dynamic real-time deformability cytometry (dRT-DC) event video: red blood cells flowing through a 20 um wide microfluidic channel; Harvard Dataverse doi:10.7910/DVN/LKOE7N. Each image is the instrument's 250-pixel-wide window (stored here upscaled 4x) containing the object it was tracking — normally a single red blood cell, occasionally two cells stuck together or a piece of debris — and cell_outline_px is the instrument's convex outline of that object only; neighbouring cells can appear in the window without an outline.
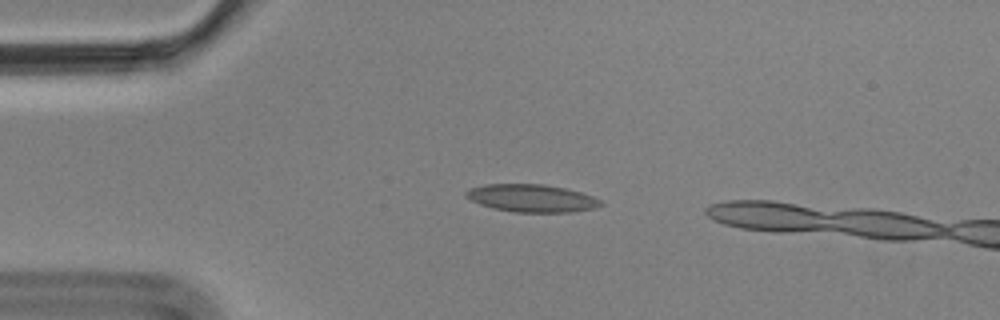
{"species": "Egyptian fruit bat (a non-hibernating species)", "species_latin": "Rousettus aegyptiacus", "temperature_condition": "cold", "stored_images_in_passage": 5, "camera_frame_rate_fps": 3000, "um_per_image_px": 0.085, "animal": {"sex": "male"}, "frame": {"image": 1, "passage_image": 2, "time_ms": 0.333, "image_size_px": [1000, 320], "cell_outline_px": [[604, 204], [592, 208], [572, 212], [516, 212], [492, 208], [480, 204], [464, 196], [464, 192], [472, 188], [484, 184], [544, 184], [568, 188], [592, 196], [600, 200]], "centroid_in_image_um": [45.18, 16.84], "position_along_channel_um": 39.8, "area_um2": 21.68}}